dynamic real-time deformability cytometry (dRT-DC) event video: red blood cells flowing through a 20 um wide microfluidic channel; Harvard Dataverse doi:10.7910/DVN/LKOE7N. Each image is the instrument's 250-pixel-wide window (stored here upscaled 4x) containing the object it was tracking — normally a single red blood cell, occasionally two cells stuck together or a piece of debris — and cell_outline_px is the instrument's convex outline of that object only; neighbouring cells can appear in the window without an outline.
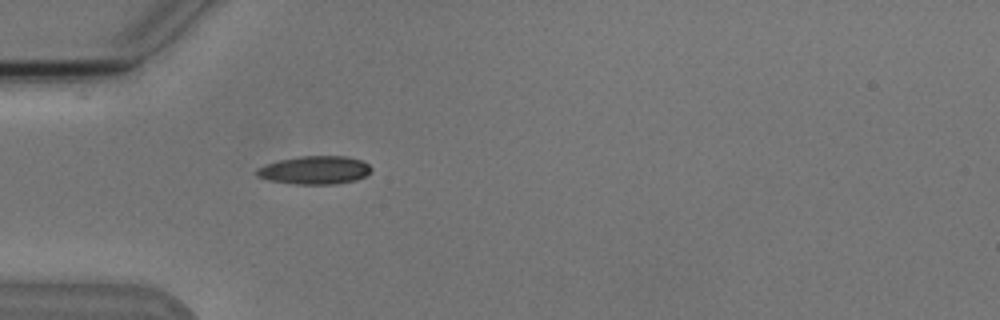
{"species": "Egyptian fruit bat (a non-hibernating species)", "species_latin": "Rousettus aegyptiacus", "temperature_condition": "cold", "stored_images_in_passage": 1, "camera_frame_rate_fps": 3000, "um_per_image_px": 0.085, "animal": {"sex": "male"}, "frame": {"image": 1, "passage_image": 1, "time_ms": 0.0, "image_size_px": [1000, 320], "cell_outline_px": [[372, 172], [356, 180], [332, 184], [296, 184], [272, 180], [256, 176], [256, 168], [264, 164], [280, 160], [300, 156], [344, 156], [360, 160], [368, 164], [372, 168]], "centroid_in_image_um": [26.75, 14.45], "position_along_channel_um": 58.2, "area_um2": 18.73}}